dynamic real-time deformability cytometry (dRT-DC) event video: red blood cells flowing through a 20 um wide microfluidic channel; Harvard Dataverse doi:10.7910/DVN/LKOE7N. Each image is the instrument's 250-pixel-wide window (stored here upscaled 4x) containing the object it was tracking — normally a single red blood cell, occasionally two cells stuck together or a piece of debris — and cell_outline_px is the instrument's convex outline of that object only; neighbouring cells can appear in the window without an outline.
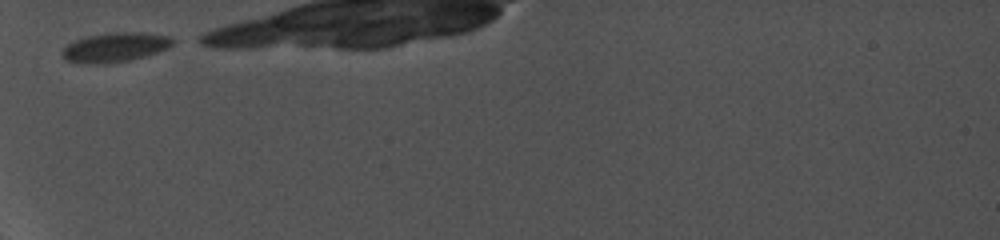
{"species": "common noctule bat (a hibernating species)", "species_latin": "Nyctalus noctula", "temperature_condition": "cold", "stored_images_in_passage": 3, "camera_frame_rate_fps": 5000, "um_per_image_px": 0.085, "animal": {"sex": "female", "body_mass_g": 19.0, "forearm_length_mm": 56.7}, "frame": {"image": 1, "passage_image": 1, "time_ms": 0.0, "image_size_px": [1000, 240], "cell_outline_px": [[180, 40], [168, 48], [132, 60], [100, 64], [84, 64], [68, 60], [60, 52], [68, 44], [76, 40], [88, 36], [112, 32], [148, 32], [172, 36]], "centroid_in_image_um": [9.88, 4.0], "position_along_channel_um": 75.1, "area_um2": 19.19}}